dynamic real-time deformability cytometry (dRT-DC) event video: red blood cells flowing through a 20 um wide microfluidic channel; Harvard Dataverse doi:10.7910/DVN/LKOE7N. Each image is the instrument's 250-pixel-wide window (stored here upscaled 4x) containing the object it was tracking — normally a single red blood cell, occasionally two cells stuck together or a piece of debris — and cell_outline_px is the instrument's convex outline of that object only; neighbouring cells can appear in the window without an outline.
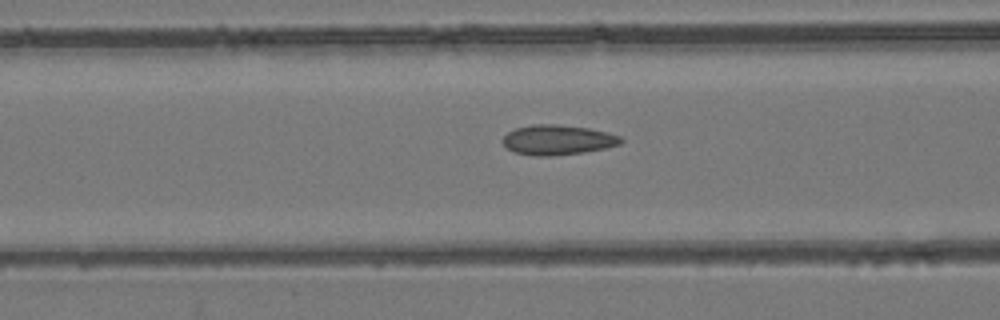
{"species": "common noctule bat (a hibernating species)", "species_latin": "Nyctalus noctula", "temperature_condition": "room temperature", "stored_images_in_passage": 50, "camera_frame_rate_fps": 3000, "um_per_image_px": 0.085, "animal": {"sex": "female", "body_mass_g": 24.6, "forearm_length_mm": 56.2}, "frame": {"image": 1, "passage_image": 17, "time_ms": 5.333, "image_size_px": [1000, 320], "cell_outline_px": [[624, 140], [620, 144], [604, 148], [584, 152], [552, 156], [536, 156], [516, 152], [508, 148], [500, 140], [508, 132], [516, 128], [532, 124], [556, 124], [588, 128], [608, 132], [620, 136]], "centroid_in_image_um": [47.4, 11.88], "position_along_channel_um": 119.2, "area_um2": 20.58}}
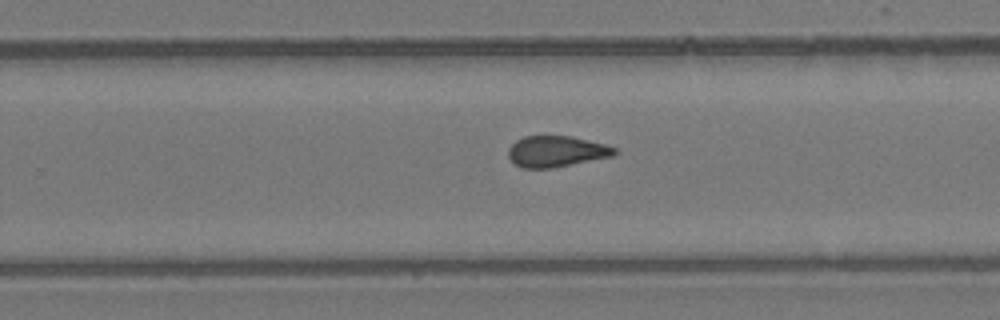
{"frame": {"image": 2, "passage_image": 30, "time_ms": 9.667, "image_size_px": [1000, 320], "cell_outline_px": [[620, 152], [612, 156], [552, 168], [524, 168], [516, 164], [508, 156], [508, 148], [516, 140], [524, 136], [572, 136], [604, 144], [616, 148]], "centroid_in_image_um": [47.3, 12.86], "position_along_channel_um": 282.5, "area_um2": 19.13}}
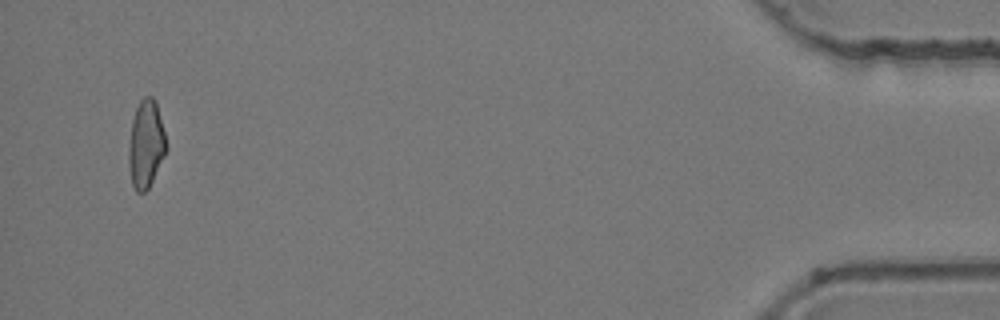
{"frame": {"image": 3, "passage_image": 48, "time_ms": 15.667, "image_size_px": [1000, 320], "cell_outline_px": [[168, 148], [148, 188], [144, 192], [136, 192], [132, 184], [128, 164], [128, 148], [132, 120], [136, 108], [140, 100], [144, 96], [152, 96], [156, 100], [168, 144]], "centroid_in_image_um": [12.41, 12.22], "position_along_channel_um": 422.8, "area_um2": 19.36}, "authors_computed_cell_mechanics": {"area_um2": 19.5653, "velocity_mm_per_s": 3.7725, "shape_relaxation_time_tau1_ms": null, "shape_relaxation_time_tau2_ms": 1.9779, "deformation_change_tau1": null, "deformation_change_tau2": 0.0754}}